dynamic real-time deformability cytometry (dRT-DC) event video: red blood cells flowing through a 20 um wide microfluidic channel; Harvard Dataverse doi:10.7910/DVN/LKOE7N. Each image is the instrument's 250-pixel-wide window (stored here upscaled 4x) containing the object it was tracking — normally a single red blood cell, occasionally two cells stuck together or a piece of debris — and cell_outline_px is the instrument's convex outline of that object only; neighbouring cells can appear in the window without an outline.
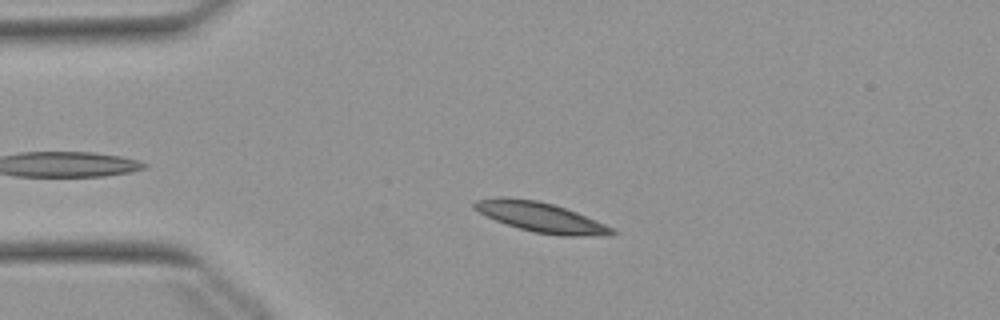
{"species": "Egyptian fruit bat (a non-hibernating species)", "species_latin": "Rousettus aegyptiacus", "temperature_condition": "warm", "stored_images_in_passage": 40, "camera_frame_rate_fps": 3000, "um_per_image_px": 0.085, "animal": {"sex": "female"}, "frame": {"image": 1, "passage_image": 9, "time_ms": 2.667, "image_size_px": [1000, 320], "cell_outline_px": [[616, 232], [608, 236], [564, 236], [536, 232], [520, 228], [496, 220], [472, 208], [472, 204], [476, 200], [536, 200], [552, 204], [576, 212], [596, 220], [612, 228]], "centroid_in_image_um": [46.09, 18.52], "position_along_channel_um": 38.9, "area_um2": 22.72}}
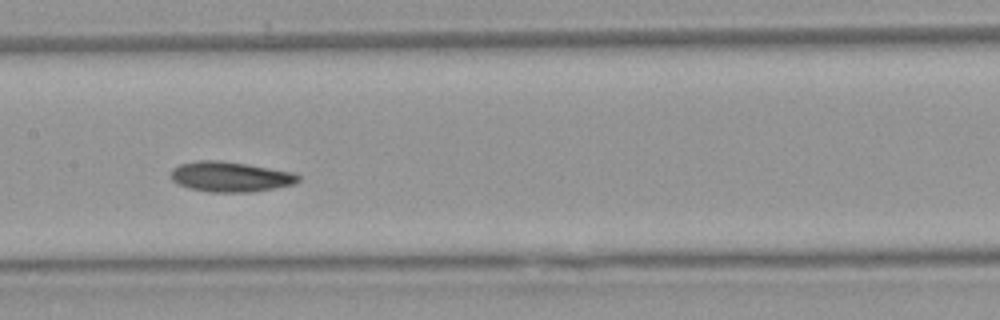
{"frame": {"image": 2, "passage_image": 23, "time_ms": 7.333, "image_size_px": [1000, 320], "cell_outline_px": [[300, 180], [296, 184], [252, 192], [208, 192], [188, 188], [172, 180], [172, 168], [180, 164], [196, 160], [220, 160], [248, 164], [292, 172], [300, 176]], "centroid_in_image_um": [19.59, 15.02], "position_along_channel_um": 187.8, "area_um2": 22.48}}
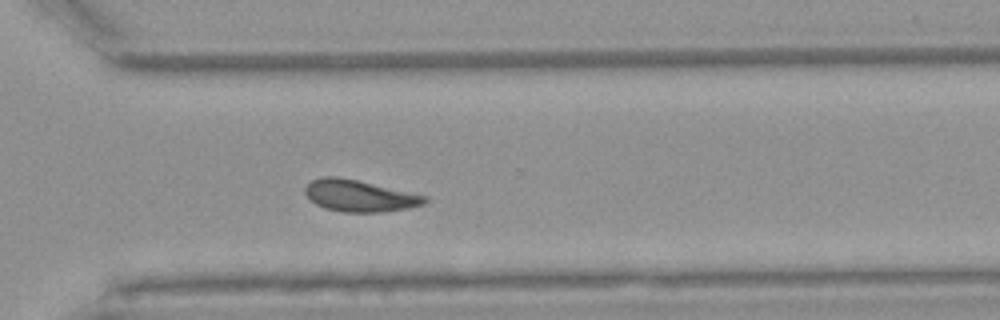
{"frame": {"image": 3, "passage_image": 35, "time_ms": 11.333, "image_size_px": [1000, 320], "cell_outline_px": [[428, 200], [424, 204], [408, 208], [384, 212], [344, 212], [324, 208], [316, 204], [304, 192], [304, 188], [312, 180], [324, 176], [336, 176], [356, 180], [428, 196]], "centroid_in_image_um": [30.56, 16.65], "position_along_channel_um": 340.0, "area_um2": 21.91}, "authors_computed_cell_mechanics": {"area_um2": 22.3686, "velocity_mm_per_s": 3.8072, "shape_relaxation_time_tau1_ms": 8.7336, "shape_relaxation_time_tau2_ms": 5.3998, "deformation_change_tau1": 0.1478, "deformation_change_tau2": 0.1144}}